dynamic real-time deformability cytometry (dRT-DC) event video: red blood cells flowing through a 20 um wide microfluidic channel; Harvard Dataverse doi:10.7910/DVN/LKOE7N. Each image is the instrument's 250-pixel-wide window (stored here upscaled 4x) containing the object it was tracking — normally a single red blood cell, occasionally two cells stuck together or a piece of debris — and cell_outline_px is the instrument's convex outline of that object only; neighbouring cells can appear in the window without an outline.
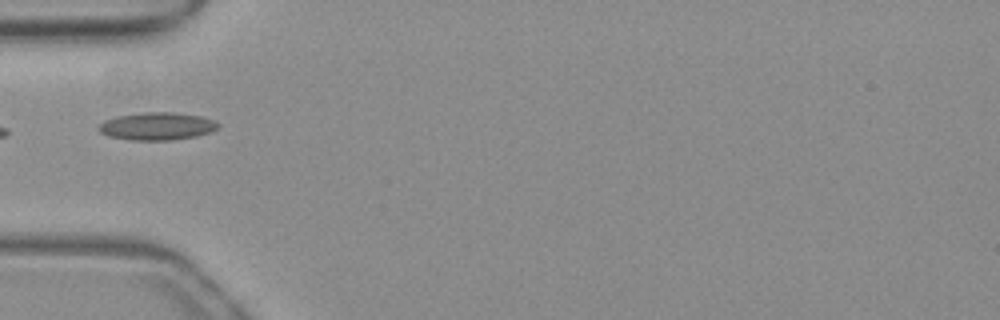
{"species": "common noctule bat (a hibernating species)", "species_latin": "Nyctalus noctula", "temperature_condition": "warm", "stored_images_in_passage": 3, "camera_frame_rate_fps": 3000, "um_per_image_px": 0.085, "animal": {"sex": "female", "body_mass_g": 19.3, "forearm_length_mm": 54.1}, "frame": {"image": 1, "passage_image": 1, "time_ms": 0.0, "image_size_px": [1000, 320], "cell_outline_px": [[220, 124], [216, 128], [208, 132], [196, 136], [172, 140], [128, 140], [108, 136], [100, 132], [96, 128], [104, 120], [116, 116], [144, 112], [172, 112], [200, 116], [212, 120]], "centroid_in_image_um": [13.28, 10.73], "position_along_channel_um": 71.7, "area_um2": 19.19}}